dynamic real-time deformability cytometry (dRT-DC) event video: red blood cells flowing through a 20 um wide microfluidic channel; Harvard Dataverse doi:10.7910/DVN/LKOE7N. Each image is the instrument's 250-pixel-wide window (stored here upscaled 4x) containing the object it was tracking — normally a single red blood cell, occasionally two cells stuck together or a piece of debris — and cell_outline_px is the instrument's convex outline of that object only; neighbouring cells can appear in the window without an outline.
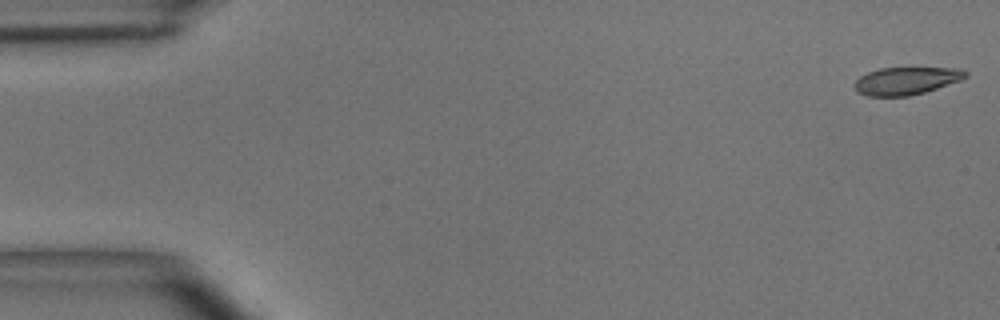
{"species": "common noctule bat (a hibernating species)", "species_latin": "Nyctalus noctula", "temperature_condition": "room temperature", "stored_images_in_passage": 4, "camera_frame_rate_fps": 3000, "um_per_image_px": 0.085, "animal": {"sex": "male", "body_mass_g": 15.6}, "frame": {"image": 1, "passage_image": 1, "time_ms": 0.0, "image_size_px": [1000, 320], "cell_outline_px": [[968, 76], [960, 80], [924, 92], [908, 96], [868, 96], [856, 92], [852, 84], [860, 76], [868, 72], [880, 68], [960, 68], [968, 72]], "centroid_in_image_um": [76.99, 6.87], "position_along_channel_um": 8.0, "area_um2": 17.86}}